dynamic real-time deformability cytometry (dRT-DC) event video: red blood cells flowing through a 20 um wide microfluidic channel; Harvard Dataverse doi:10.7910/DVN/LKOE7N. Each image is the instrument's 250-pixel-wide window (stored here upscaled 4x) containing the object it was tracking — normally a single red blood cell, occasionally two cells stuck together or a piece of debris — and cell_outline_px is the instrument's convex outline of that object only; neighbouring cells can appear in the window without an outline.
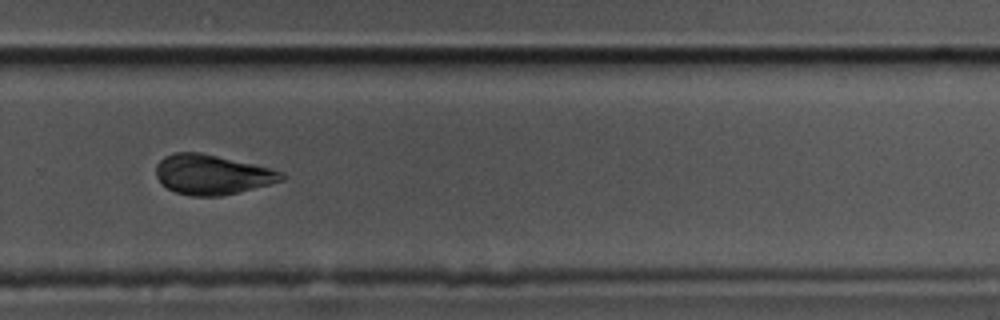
{"species": "common noctule bat (a hibernating species)", "species_latin": "Nyctalus noctula", "temperature_condition": "cold", "stored_images_in_passage": 13, "camera_frame_rate_fps": 3000, "um_per_image_px": 0.085, "animal": {"sex": "male", "body_mass_g": 17.5, "forearm_length_mm": 52.3}, "frame": {"image": 1, "passage_image": 8, "time_ms": 2.333, "image_size_px": [1000, 320], "cell_outline_px": [[288, 176], [284, 180], [240, 192], [220, 196], [192, 196], [176, 192], [168, 188], [156, 176], [156, 164], [164, 156], [172, 152], [200, 152], [256, 164], [284, 172]], "centroid_in_image_um": [18.06, 14.83], "position_along_channel_um": 311.7, "area_um2": 29.3}}
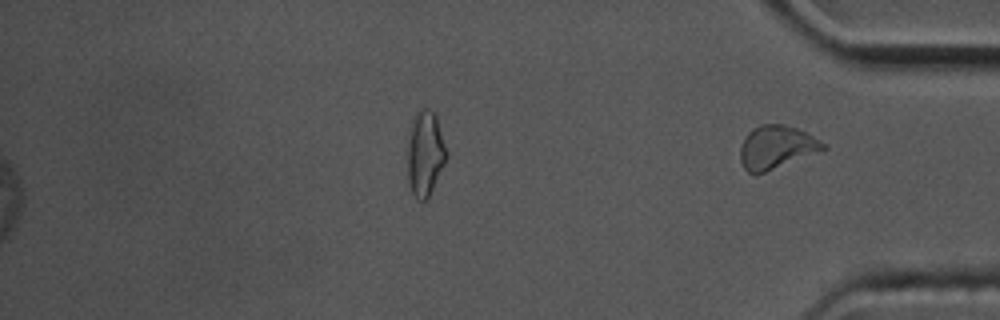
{"frame": {"image": 2, "passage_image": 13, "time_ms": 4.0, "image_size_px": [1000, 320], "cell_outline_px": [[828, 148], [756, 176], [748, 172], [744, 168], [740, 160], [740, 148], [744, 136], [752, 128], [760, 124], [780, 124], [796, 128], [808, 132], [828, 144]], "centroid_in_image_um": [66.0, 12.52], "position_along_channel_um": 369.2, "area_um2": 21.27}}